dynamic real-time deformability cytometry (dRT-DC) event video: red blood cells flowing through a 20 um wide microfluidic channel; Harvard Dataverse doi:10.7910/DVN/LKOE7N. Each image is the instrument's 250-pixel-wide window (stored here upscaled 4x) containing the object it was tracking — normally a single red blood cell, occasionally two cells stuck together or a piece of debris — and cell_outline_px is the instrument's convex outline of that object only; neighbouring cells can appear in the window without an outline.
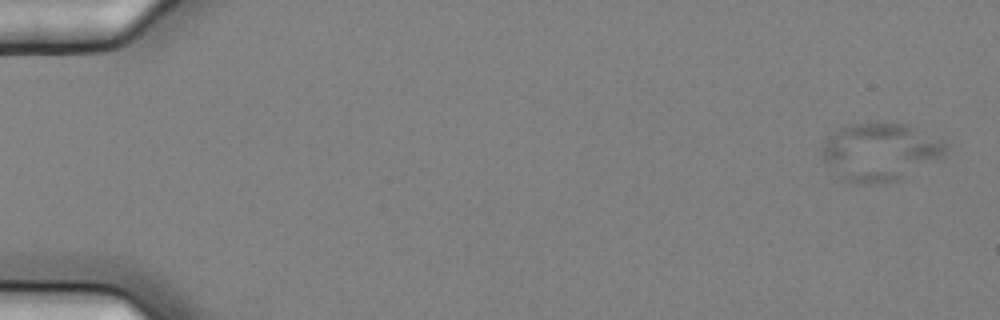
{"species": "common noctule bat (a hibernating species)", "species_latin": "Nyctalus noctula", "temperature_condition": "cold", "stored_images_in_passage": 5, "camera_frame_rate_fps": 3000, "um_per_image_px": 0.085, "animal": {"sex": "female", "body_mass_g": 25.1}, "frame": {"image": 1, "passage_image": 1, "time_ms": 0.0, "image_size_px": [1000, 320], "cell_outline_px": [[948, 148], [944, 156], [940, 160], [900, 180], [884, 184], [856, 184], [840, 180], [828, 168], [820, 156], [824, 144], [828, 136], [840, 128], [852, 124], [876, 120], [904, 124], [944, 140], [948, 144]], "centroid_in_image_um": [74.81, 12.93], "position_along_channel_um": 10.2, "area_um2": 43.0}}